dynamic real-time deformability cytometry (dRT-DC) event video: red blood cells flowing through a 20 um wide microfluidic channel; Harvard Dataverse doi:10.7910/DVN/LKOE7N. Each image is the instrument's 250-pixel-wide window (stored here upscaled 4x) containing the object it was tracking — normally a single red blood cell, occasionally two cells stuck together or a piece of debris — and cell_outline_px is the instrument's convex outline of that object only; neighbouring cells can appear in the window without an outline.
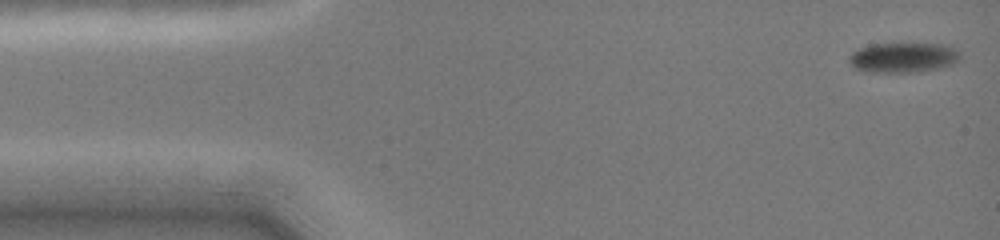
{"species": "common noctule bat (a hibernating species)", "species_latin": "Nyctalus noctula", "temperature_condition": "cold", "stored_images_in_passage": 6, "camera_frame_rate_fps": 3000, "um_per_image_px": 0.085, "animal": {"sex": "female", "body_mass_g": 19.0, "forearm_length_mm": 51.5}, "frame": {"image": 1, "passage_image": 1, "time_ms": 0.0, "image_size_px": [1000, 240], "cell_outline_px": [[960, 60], [952, 64], [920, 72], [872, 72], [856, 68], [848, 60], [848, 56], [852, 52], [860, 48], [872, 44], [952, 44], [960, 52]], "centroid_in_image_um": [76.82, 4.88], "position_along_channel_um": 8.2, "area_um2": 19.42}}
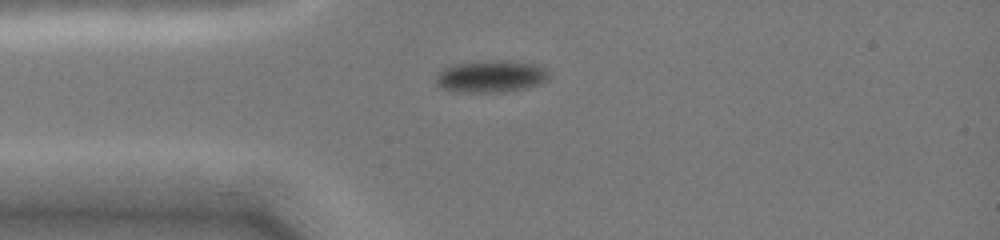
{"frame": {"image": 2, "passage_image": 5, "time_ms": 3.333, "image_size_px": [1000, 240], "cell_outline_px": [[548, 80], [540, 84], [528, 88], [504, 92], [452, 92], [440, 88], [436, 84], [436, 76], [444, 68], [456, 64], [532, 64], [544, 68], [548, 72]], "centroid_in_image_um": [41.69, 6.59], "position_along_channel_um": 43.3, "area_um2": 19.88}}